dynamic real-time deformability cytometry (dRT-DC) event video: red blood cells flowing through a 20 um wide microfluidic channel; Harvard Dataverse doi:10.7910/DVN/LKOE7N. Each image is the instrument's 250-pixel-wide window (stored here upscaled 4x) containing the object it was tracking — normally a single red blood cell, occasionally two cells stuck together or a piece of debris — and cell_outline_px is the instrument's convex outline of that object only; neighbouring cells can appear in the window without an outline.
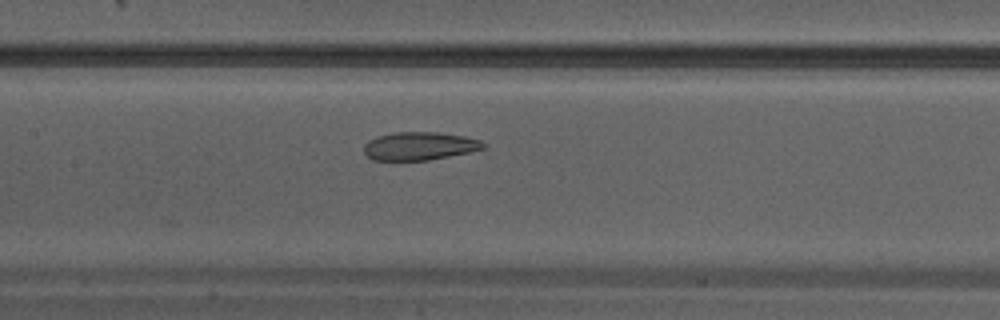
{"species": "Egyptian fruit bat (a non-hibernating species)", "species_latin": "Rousettus aegyptiacus", "temperature_condition": "warm", "stored_images_in_passage": 25, "camera_frame_rate_fps": 3000, "um_per_image_px": 0.085, "animal": {"sex": "male"}, "frame": {"image": 1, "passage_image": 11, "time_ms": 3.333, "image_size_px": [1000, 320], "cell_outline_px": [[484, 148], [468, 152], [428, 160], [372, 160], [364, 152], [364, 144], [368, 140], [392, 132], [440, 132], [464, 136], [480, 140], [484, 144]], "centroid_in_image_um": [35.63, 12.41], "position_along_channel_um": 171.8, "area_um2": 19.42}}
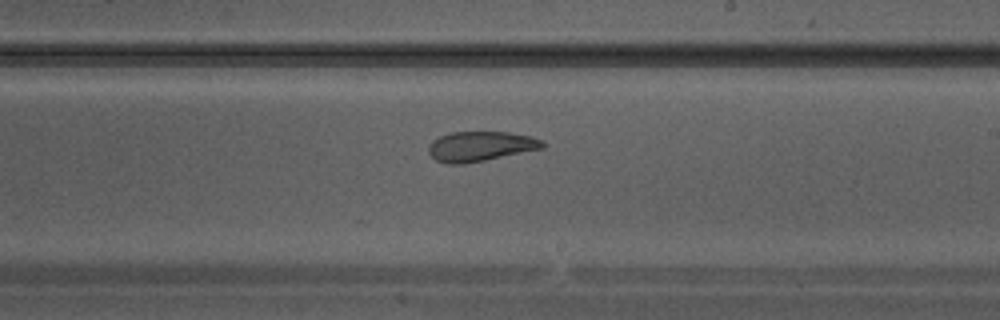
{"frame": {"image": 2, "passage_image": 15, "time_ms": 4.667, "image_size_px": [1000, 320], "cell_outline_px": [[544, 148], [464, 164], [448, 164], [436, 160], [428, 152], [428, 148], [432, 140], [440, 136], [452, 132], [508, 132], [532, 136], [544, 140]], "centroid_in_image_um": [40.85, 12.43], "position_along_channel_um": 248.2, "area_um2": 19.83}}